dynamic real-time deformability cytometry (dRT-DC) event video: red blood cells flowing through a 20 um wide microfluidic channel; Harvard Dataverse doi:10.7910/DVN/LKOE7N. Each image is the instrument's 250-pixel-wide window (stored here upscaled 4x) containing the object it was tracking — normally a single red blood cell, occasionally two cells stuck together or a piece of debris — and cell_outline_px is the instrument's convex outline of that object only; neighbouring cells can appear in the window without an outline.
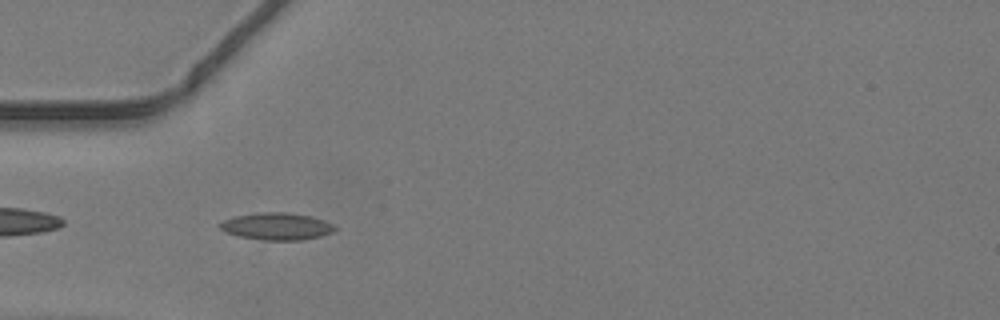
{"species": "common noctule bat (a hibernating species)", "species_latin": "Nyctalus noctula", "temperature_condition": "warm", "stored_images_in_passage": 34, "camera_frame_rate_fps": 3000, "um_per_image_px": 0.085, "animal": {"sex": "male", "body_mass_g": 19.2, "forearm_length_mm": 51.8}, "frame": {"image": 1, "passage_image": 2, "time_ms": 0.333, "image_size_px": [1000, 320], "cell_outline_px": [[336, 228], [332, 232], [320, 236], [300, 240], [260, 240], [240, 236], [224, 232], [220, 228], [220, 224], [224, 220], [236, 216], [264, 212], [288, 212], [308, 216], [324, 220], [332, 224]], "centroid_in_image_um": [23.51, 19.24], "position_along_channel_um": 61.5, "area_um2": 17.92}}
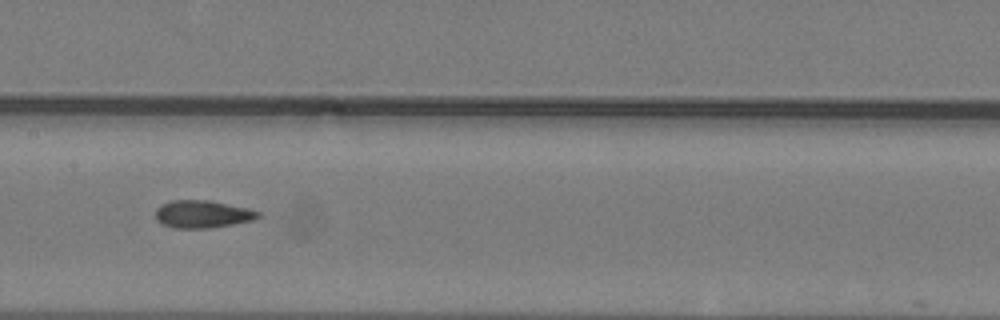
{"frame": {"image": 2, "passage_image": 11, "time_ms": 3.333, "image_size_px": [1000, 320], "cell_outline_px": [[260, 216], [252, 220], [212, 228], [176, 228], [164, 224], [156, 220], [156, 208], [160, 204], [172, 200], [208, 200], [248, 208], [260, 212]], "centroid_in_image_um": [17.19, 18.19], "position_along_channel_um": 190.2, "area_um2": 16.42}}
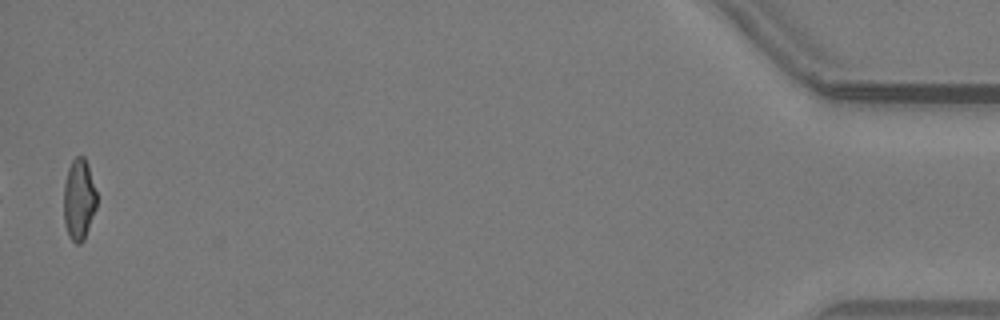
{"frame": {"image": 3, "passage_image": 34, "time_ms": 11.0, "image_size_px": [1000, 320], "cell_outline_px": [[96, 208], [84, 240], [80, 244], [76, 244], [68, 236], [64, 224], [64, 184], [68, 168], [72, 160], [76, 156], [84, 156], [88, 164], [96, 192]], "centroid_in_image_um": [6.7, 16.97], "position_along_channel_um": 428.5, "area_um2": 15.66}}